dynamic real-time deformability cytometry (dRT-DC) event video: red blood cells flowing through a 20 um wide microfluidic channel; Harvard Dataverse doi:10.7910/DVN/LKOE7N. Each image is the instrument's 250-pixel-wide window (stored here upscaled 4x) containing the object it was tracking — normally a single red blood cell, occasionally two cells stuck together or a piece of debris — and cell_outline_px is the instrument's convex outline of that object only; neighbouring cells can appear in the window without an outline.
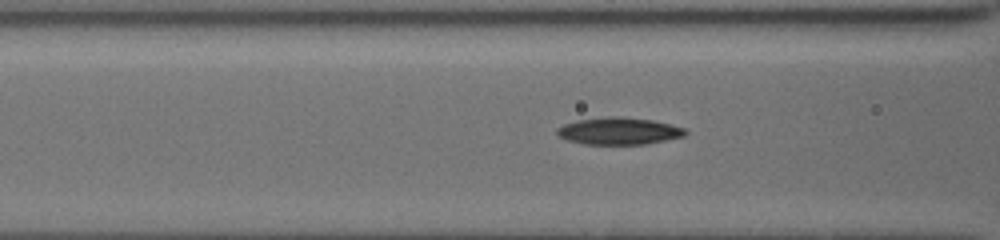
{"species": "common noctule bat (a hibernating species)", "species_latin": "Nyctalus noctula", "temperature_condition": "cold", "stored_images_in_passage": 32, "camera_frame_rate_fps": 3000, "um_per_image_px": 0.085, "animal": {"sex": "female", "body_mass_g": 19.5, "forearm_length_mm": 54.1}, "frame": {"image": 1, "passage_image": 8, "time_ms": 2.333, "image_size_px": [1000, 240], "cell_outline_px": [[688, 132], [684, 136], [644, 144], [584, 144], [568, 140], [560, 136], [556, 132], [556, 128], [564, 124], [576, 120], [608, 116], [620, 116], [652, 120], [684, 128]], "centroid_in_image_um": [52.57, 11.13], "position_along_channel_um": 114.0, "area_um2": 20.11}}
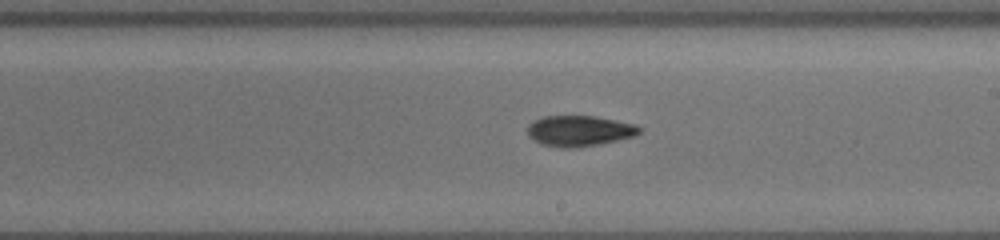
{"frame": {"image": 2, "passage_image": 18, "time_ms": 5.667, "image_size_px": [1000, 240], "cell_outline_px": [[644, 128], [640, 132], [632, 136], [600, 144], [576, 148], [564, 148], [540, 144], [528, 136], [528, 124], [544, 116], [596, 116], [636, 124]], "centroid_in_image_um": [49.25, 11.12], "position_along_channel_um": 239.7, "area_um2": 20.06}}
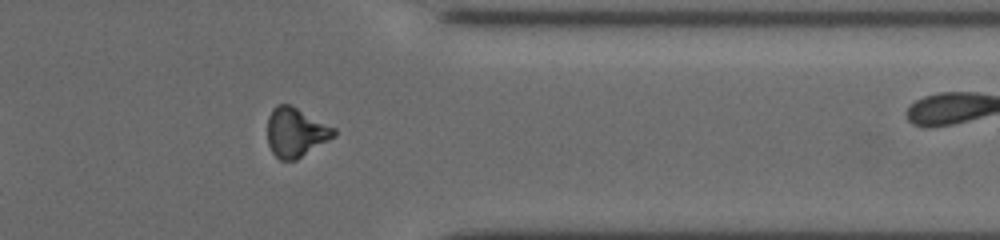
{"frame": {"image": 3, "passage_image": 30, "time_ms": 9.667, "image_size_px": [1000, 240], "cell_outline_px": [[336, 136], [296, 160], [280, 160], [272, 152], [268, 144], [268, 116], [272, 108], [276, 104], [288, 104], [336, 128]], "centroid_in_image_um": [25.13, 11.25], "position_along_channel_um": 386.3, "area_um2": 19.02}, "authors_computed_cell_mechanics": {"area_um2": 19.4786, "velocity_mm_per_s": 3.7711, "shape_relaxation_time_tau1_ms": 4.2504, "shape_relaxation_time_tau2_ms": 3.9408, "deformation_change_tau1": 0.1534, "deformation_change_tau2": 0.1093}}